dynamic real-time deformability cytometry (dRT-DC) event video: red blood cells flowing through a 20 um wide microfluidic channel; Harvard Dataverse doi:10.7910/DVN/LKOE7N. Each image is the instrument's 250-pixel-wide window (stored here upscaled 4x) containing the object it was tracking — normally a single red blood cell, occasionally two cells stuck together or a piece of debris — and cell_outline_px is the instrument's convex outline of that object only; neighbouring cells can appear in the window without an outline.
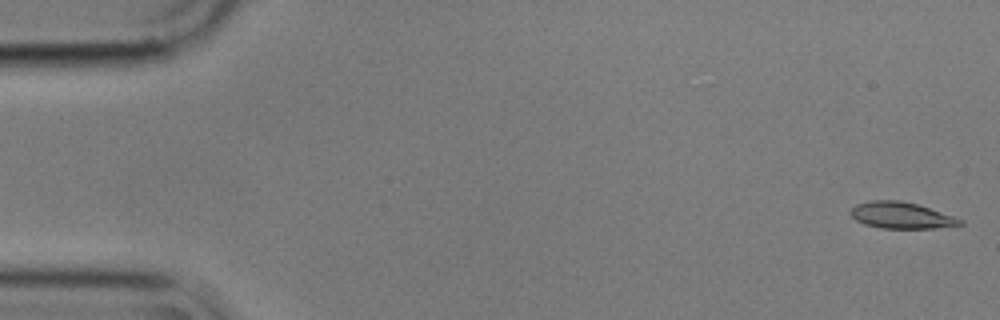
{"species": "common noctule bat (a hibernating species)", "species_latin": "Nyctalus noctula", "temperature_condition": "cold", "stored_images_in_passage": 5, "camera_frame_rate_fps": 3000, "um_per_image_px": 0.085, "animal": {"sex": "male", "body_mass_g": 17.9}, "frame": {"image": 1, "passage_image": 1, "time_ms": 0.0, "image_size_px": [1000, 320], "cell_outline_px": [[964, 224], [932, 228], [880, 228], [864, 224], [856, 220], [848, 212], [856, 204], [872, 200], [900, 200], [916, 204], [964, 220]], "centroid_in_image_um": [76.56, 18.3], "position_along_channel_um": 8.4, "area_um2": 16.65}}
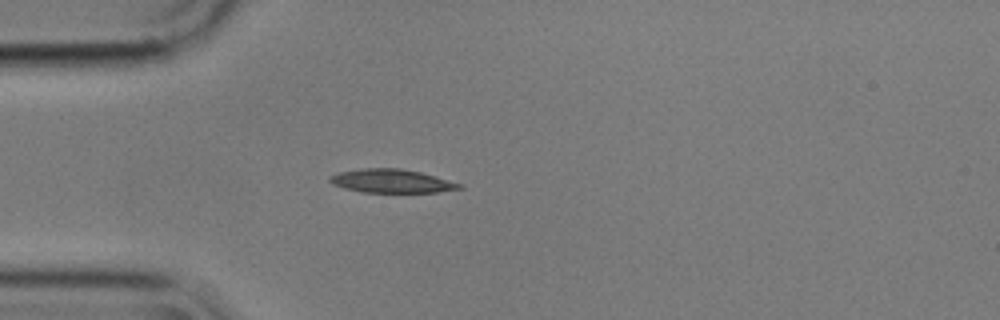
{"frame": {"image": 2, "passage_image": 5, "time_ms": 1.333, "image_size_px": [1000, 320], "cell_outline_px": [[464, 188], [436, 192], [360, 192], [344, 188], [332, 184], [328, 180], [328, 176], [340, 172], [360, 168], [400, 168], [420, 172], [464, 184]], "centroid_in_image_um": [33.27, 15.38], "position_along_channel_um": 51.7, "area_um2": 17.86}}